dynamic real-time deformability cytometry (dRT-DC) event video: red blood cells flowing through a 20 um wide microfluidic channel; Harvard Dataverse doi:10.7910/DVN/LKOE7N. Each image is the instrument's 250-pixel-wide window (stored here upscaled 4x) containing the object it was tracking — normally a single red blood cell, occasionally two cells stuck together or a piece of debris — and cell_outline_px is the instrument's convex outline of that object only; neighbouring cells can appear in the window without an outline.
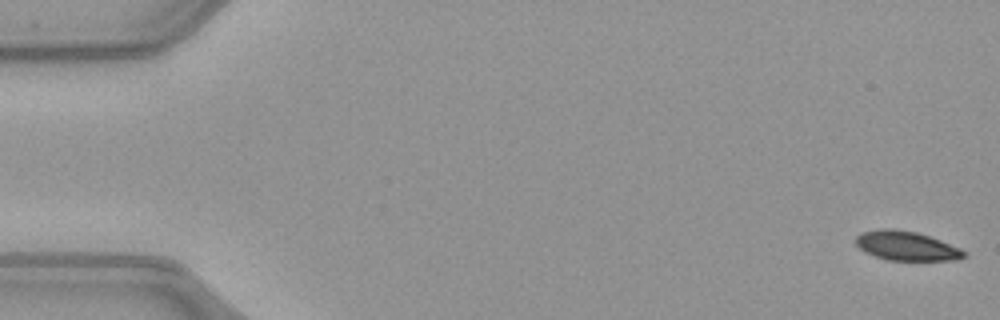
{"species": "common noctule bat (a hibernating species)", "species_latin": "Nyctalus noctula", "temperature_condition": "warm", "stored_images_in_passage": 51, "camera_frame_rate_fps": 3000, "um_per_image_px": 0.085, "animal": {"sex": "female", "body_mass_g": 21.9}, "frame": {"image": 1, "passage_image": 1, "time_ms": 0.0, "image_size_px": [1000, 320], "cell_outline_px": [[968, 256], [956, 260], [888, 260], [864, 252], [856, 244], [856, 236], [860, 232], [880, 228], [892, 228], [916, 232], [940, 240], [960, 248]], "centroid_in_image_um": [77.02, 20.89], "position_along_channel_um": 8.0, "area_um2": 18.44}}
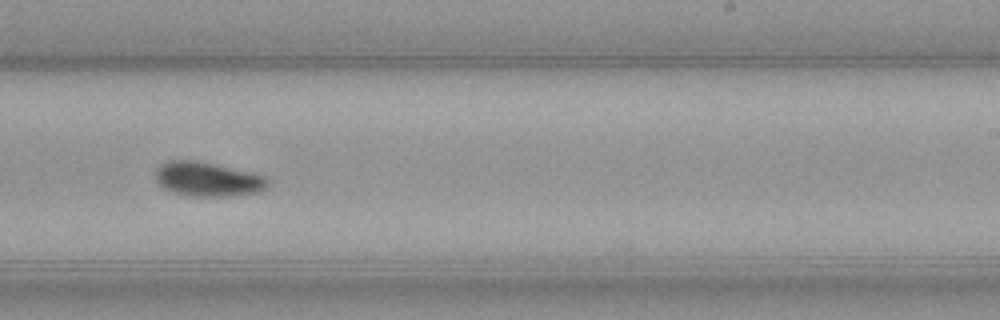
{"frame": {"image": 2, "passage_image": 32, "time_ms": 10.333, "image_size_px": [1000, 320], "cell_outline_px": [[272, 184], [260, 192], [228, 196], [184, 196], [172, 192], [164, 188], [156, 180], [156, 168], [160, 164], [168, 160], [196, 160], [252, 172], [264, 176]], "centroid_in_image_um": [17.66, 15.23], "position_along_channel_um": 271.3, "area_um2": 22.72}}
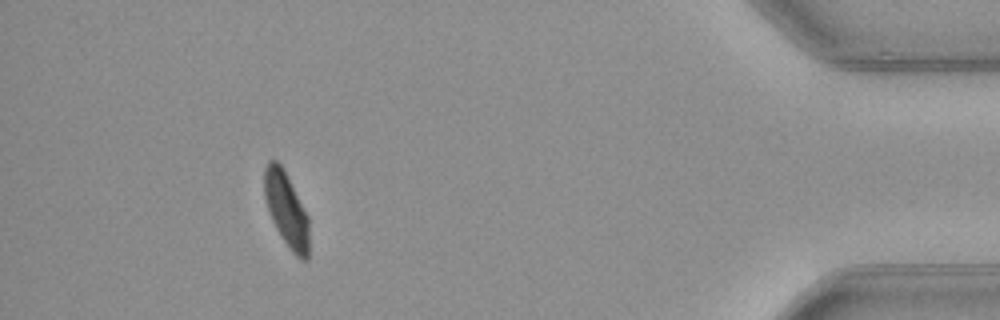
{"frame": {"image": 3, "passage_image": 47, "time_ms": 15.333, "image_size_px": [1000, 320], "cell_outline_px": [[308, 260], [300, 260], [288, 248], [280, 236], [272, 220], [264, 196], [264, 168], [268, 160], [276, 160], [284, 168], [308, 216]], "centroid_in_image_um": [24.33, 17.8], "position_along_channel_um": 410.9, "area_um2": 19.48}, "authors_computed_cell_mechanics": {"area_um2": 21.4438, "velocity_mm_per_s": 4.0141, "shape_relaxation_time_tau1_ms": 5.8868, "shape_relaxation_time_tau2_ms": null, "deformation_change_tau1": 0.164, "deformation_change_tau2": null}}